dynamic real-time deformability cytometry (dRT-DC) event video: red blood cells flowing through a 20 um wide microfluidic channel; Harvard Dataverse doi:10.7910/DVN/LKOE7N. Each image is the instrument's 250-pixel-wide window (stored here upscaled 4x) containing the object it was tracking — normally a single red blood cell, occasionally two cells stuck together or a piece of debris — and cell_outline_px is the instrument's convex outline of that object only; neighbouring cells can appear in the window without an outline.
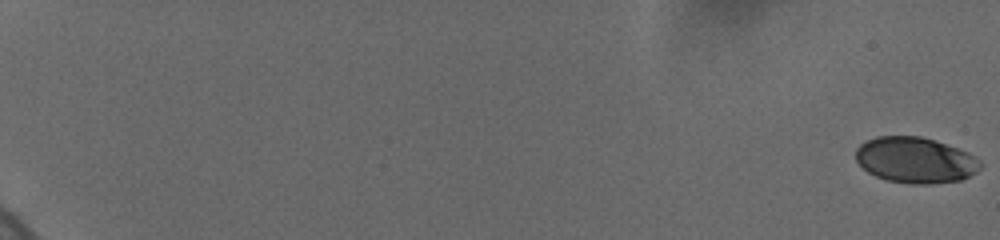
{"species": "human", "species_latin": "Homo sapiens", "temperature_condition": "cold", "stored_images_in_passage": 47, "segment_of_instrument_passage": [1, 2], "camera_frame_rate_fps": 3000, "um_per_image_px": 0.085, "donor": {"sex": "female"}, "frame": {"image": 1, "passage_image": 1, "time_ms": 0.0, "image_size_px": [1000, 240], "cell_outline_px": [[980, 168], [976, 172], [960, 180], [932, 184], [908, 184], [884, 180], [868, 172], [856, 160], [856, 148], [860, 144], [876, 136], [920, 136], [968, 152], [976, 156], [980, 160]], "centroid_in_image_um": [77.79, 13.62], "position_along_channel_um": 7.2, "area_um2": 33.23}}
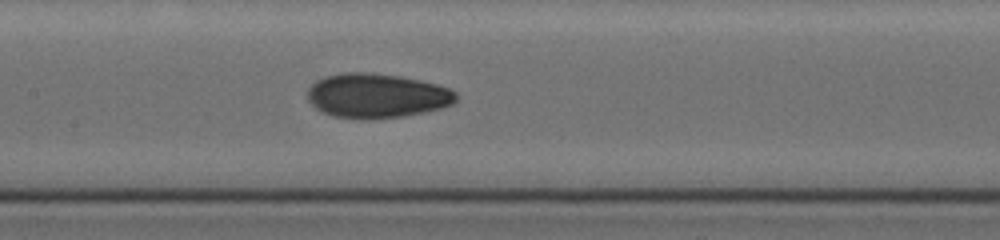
{"frame": {"image": 2, "passage_image": 24, "time_ms": 11.0, "image_size_px": [1000, 240], "cell_outline_px": [[456, 100], [452, 104], [440, 108], [424, 112], [404, 116], [364, 120], [360, 120], [336, 116], [320, 112], [308, 100], [308, 88], [316, 80], [324, 76], [344, 72], [372, 72], [400, 76], [420, 80], [436, 84], [448, 88], [456, 92]], "centroid_in_image_um": [32.0, 8.13], "position_along_channel_um": 175.4, "area_um2": 38.73}}
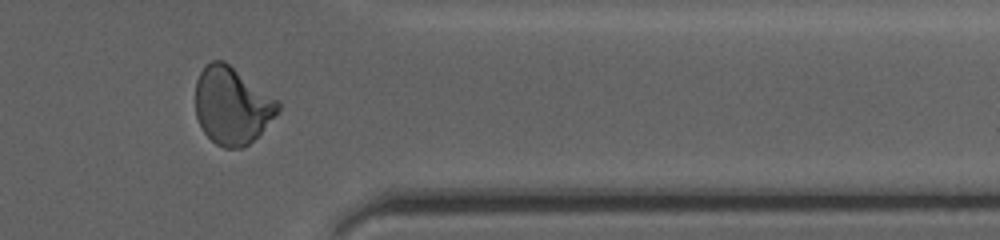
{"frame": {"image": 3, "passage_image": 40, "time_ms": 17.0, "image_size_px": [1000, 240], "cell_outline_px": [[280, 108], [260, 132], [244, 148], [224, 148], [216, 144], [204, 132], [196, 116], [196, 80], [200, 72], [212, 60], [224, 60], [280, 100]], "centroid_in_image_um": [19.72, 8.95], "position_along_channel_um": 391.7, "area_um2": 36.99}}